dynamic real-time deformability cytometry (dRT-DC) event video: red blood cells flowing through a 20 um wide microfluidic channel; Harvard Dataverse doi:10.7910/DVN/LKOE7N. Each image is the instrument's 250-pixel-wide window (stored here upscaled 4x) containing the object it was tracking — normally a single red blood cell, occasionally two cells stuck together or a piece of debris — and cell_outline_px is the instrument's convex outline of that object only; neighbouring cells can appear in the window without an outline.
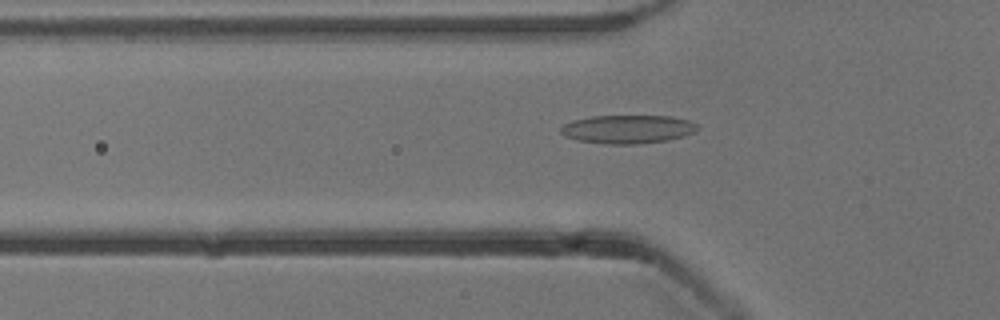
{"species": "common noctule bat (a hibernating species)", "species_latin": "Nyctalus noctula", "temperature_condition": "cold", "stored_images_in_passage": 50, "camera_frame_rate_fps": 3000, "um_per_image_px": 0.085, "animal": {"sex": "male", "body_mass_g": 13.3}, "frame": {"image": 1, "passage_image": 15, "time_ms": 4.667, "image_size_px": [1000, 320], "cell_outline_px": [[700, 128], [684, 136], [668, 140], [636, 144], [608, 144], [580, 140], [564, 136], [560, 132], [560, 128], [564, 124], [576, 120], [592, 116], [672, 116], [688, 120], [696, 124]], "centroid_in_image_um": [53.37, 10.98], "position_along_channel_um": 72.4, "area_um2": 22.48}}
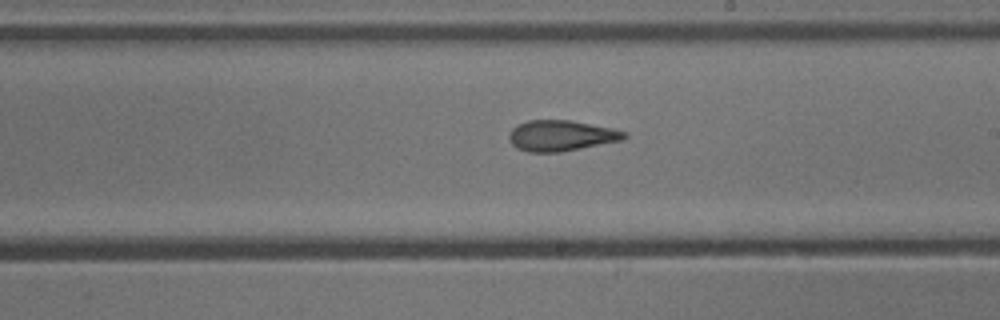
{"frame": {"image": 2, "passage_image": 28, "time_ms": 9.0, "image_size_px": [1000, 320], "cell_outline_px": [[628, 136], [624, 140], [560, 152], [528, 152], [516, 148], [512, 144], [508, 136], [512, 128], [516, 124], [528, 120], [572, 120], [612, 128], [628, 132]], "centroid_in_image_um": [47.71, 11.52], "position_along_channel_um": 241.3, "area_um2": 20.87}}
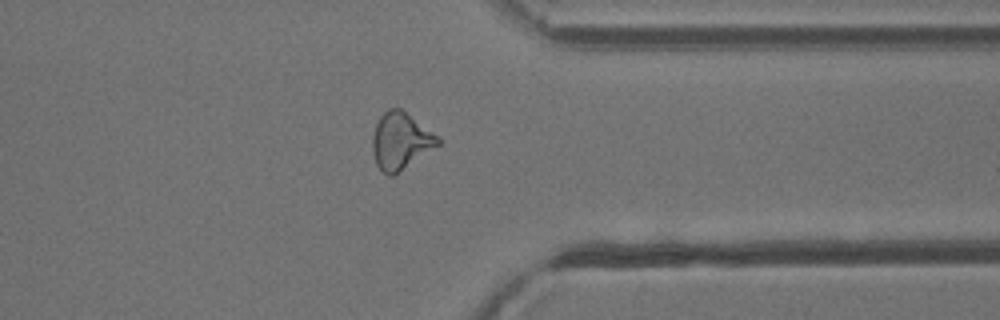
{"frame": {"image": 3, "passage_image": 39, "time_ms": 12.667, "image_size_px": [1000, 320], "cell_outline_px": [[440, 144], [392, 176], [388, 176], [376, 164], [372, 152], [372, 136], [376, 124], [380, 116], [388, 108], [400, 108], [440, 136]], "centroid_in_image_um": [34.05, 11.96], "position_along_channel_um": 377.4, "area_um2": 21.56}, "authors_computed_cell_mechanics": {"area_um2": 21.2993, "velocity_mm_per_s": 3.8628, "shape_relaxation_time_tau1_ms": null, "shape_relaxation_time_tau2_ms": 2.8078, "deformation_change_tau1": null, "deformation_change_tau2": 0.1135}}